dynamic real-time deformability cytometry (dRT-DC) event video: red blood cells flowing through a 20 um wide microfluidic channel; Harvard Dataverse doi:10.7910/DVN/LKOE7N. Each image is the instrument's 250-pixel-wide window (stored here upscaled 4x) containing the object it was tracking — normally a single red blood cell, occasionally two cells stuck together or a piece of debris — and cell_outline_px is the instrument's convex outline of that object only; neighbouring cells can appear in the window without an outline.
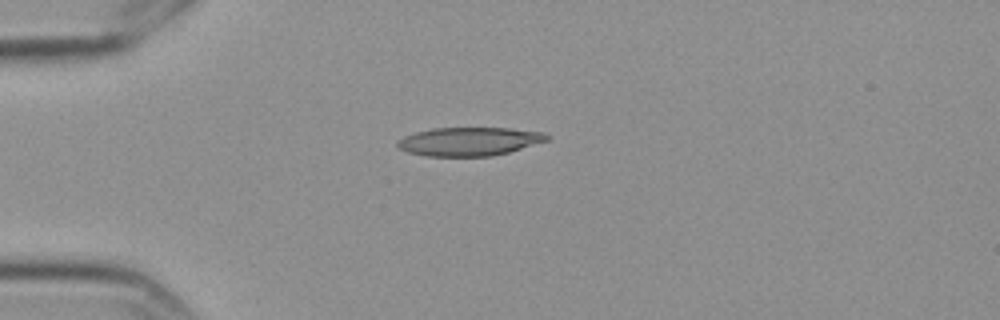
{"species": "Egyptian fruit bat (a non-hibernating species)", "species_latin": "Rousettus aegyptiacus", "temperature_condition": "cold", "stored_images_in_passage": 13, "camera_frame_rate_fps": 3000, "um_per_image_px": 0.085, "frame": {"image": 1, "passage_image": 4, "time_ms": 1.0, "image_size_px": [1000, 320], "cell_outline_px": [[548, 140], [508, 152], [492, 156], [428, 156], [408, 152], [400, 148], [396, 144], [396, 140], [404, 136], [416, 132], [432, 128], [508, 128], [544, 132], [548, 136]], "centroid_in_image_um": [39.86, 12.02], "position_along_channel_um": 45.1, "area_um2": 24.68}}
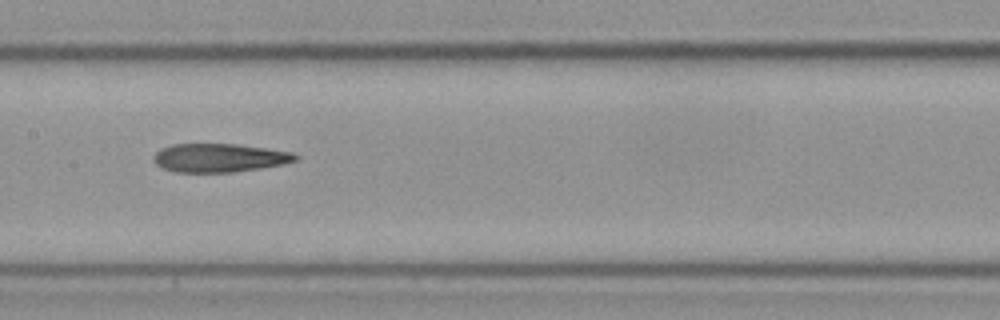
{"frame": {"image": 2, "passage_image": 8, "time_ms": 2.333, "image_size_px": [1000, 320], "cell_outline_px": [[300, 156], [296, 160], [284, 164], [260, 168], [232, 172], [180, 172], [164, 168], [156, 164], [152, 156], [160, 148], [172, 144], [236, 144], [292, 152]], "centroid_in_image_um": [18.64, 13.41], "position_along_channel_um": 188.8, "area_um2": 23.47}}
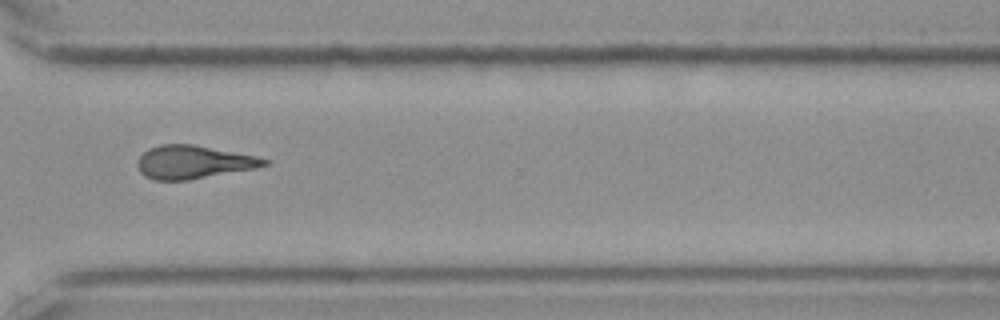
{"frame": {"image": 3, "passage_image": 12, "time_ms": 3.667, "image_size_px": [1000, 320], "cell_outline_px": [[268, 164], [256, 168], [188, 180], [156, 180], [144, 176], [140, 172], [136, 164], [140, 156], [148, 148], [160, 144], [192, 144], [256, 156], [268, 160]], "centroid_in_image_um": [16.4, 13.78], "position_along_channel_um": 354.2, "area_um2": 24.39}}